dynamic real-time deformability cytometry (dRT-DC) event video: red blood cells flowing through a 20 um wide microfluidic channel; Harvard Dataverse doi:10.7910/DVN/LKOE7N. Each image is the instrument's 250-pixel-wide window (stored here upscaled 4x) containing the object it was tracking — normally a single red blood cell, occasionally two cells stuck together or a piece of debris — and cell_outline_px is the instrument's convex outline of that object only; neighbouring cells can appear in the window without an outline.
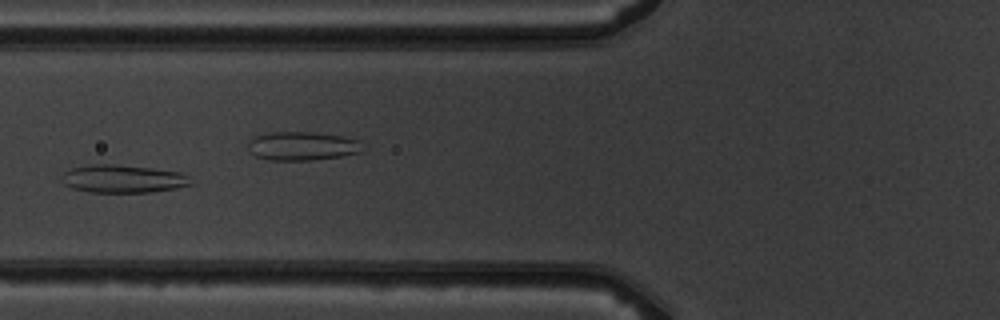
{"species": "common noctule bat (a hibernating species)", "species_latin": "Nyctalus noctula", "temperature_condition": "warm", "stored_images_in_passage": 8, "camera_frame_rate_fps": 3000, "um_per_image_px": 0.085, "animal": {"sex": "male", "body_mass_g": 19.5, "forearm_length_mm": 54.6}, "frame": {"image": 1, "passage_image": 5, "time_ms": 4.667, "image_size_px": [1000, 320], "cell_outline_px": [[196, 184], [176, 188], [152, 192], [88, 192], [72, 188], [64, 184], [60, 180], [60, 176], [64, 172], [72, 168], [92, 164], [116, 164], [152, 168], [180, 172], [188, 176]], "centroid_in_image_um": [10.46, 15.2], "position_along_channel_um": 115.3, "area_um2": 21.27}}
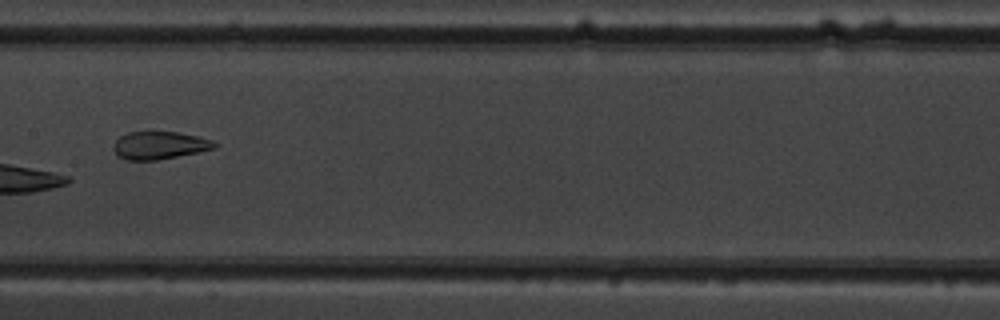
{"frame": {"image": 2, "passage_image": 7, "time_ms": 7.0, "image_size_px": [1000, 320], "cell_outline_px": [[216, 148], [156, 160], [124, 160], [116, 156], [112, 148], [116, 140], [120, 136], [128, 132], [180, 132], [212, 140], [216, 144]], "centroid_in_image_um": [13.49, 12.35], "position_along_channel_um": 193.9, "area_um2": 16.24}}
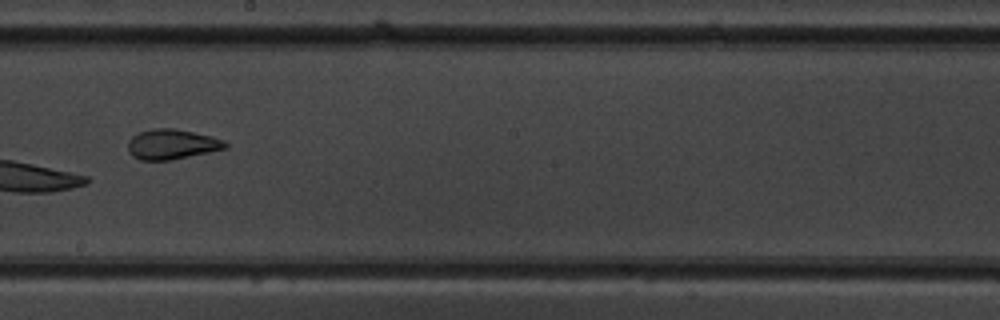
{"frame": {"image": 3, "passage_image": 8, "time_ms": 8.0, "image_size_px": [1000, 320], "cell_outline_px": [[228, 148], [172, 160], [140, 160], [132, 156], [128, 152], [128, 140], [132, 136], [140, 132], [152, 128], [172, 128], [212, 136], [224, 140], [228, 144]], "centroid_in_image_um": [14.6, 12.27], "position_along_channel_um": 233.6, "area_um2": 17.17}}